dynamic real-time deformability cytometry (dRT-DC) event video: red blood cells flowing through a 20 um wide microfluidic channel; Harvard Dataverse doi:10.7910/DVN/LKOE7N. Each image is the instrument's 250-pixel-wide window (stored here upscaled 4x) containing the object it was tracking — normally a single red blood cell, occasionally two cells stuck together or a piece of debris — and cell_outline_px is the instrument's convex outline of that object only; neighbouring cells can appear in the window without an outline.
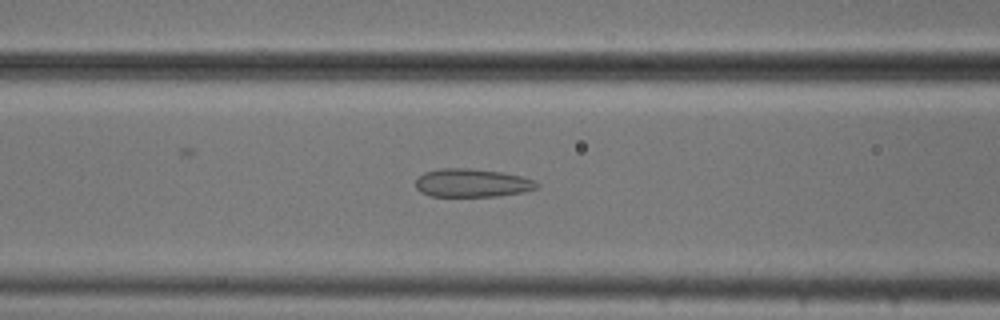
{"species": "common noctule bat (a hibernating species)", "species_latin": "Nyctalus noctula", "temperature_condition": "cold", "stored_images_in_passage": 54, "camera_frame_rate_fps": 3000, "um_per_image_px": 0.085, "animal": {"sex": "male", "body_mass_g": 20.5, "forearm_length_mm": 52.5}, "frame": {"image": 1, "passage_image": 21, "time_ms": 6.667, "image_size_px": [1000, 320], "cell_outline_px": [[540, 188], [524, 192], [496, 196], [432, 196], [420, 192], [416, 188], [416, 180], [424, 172], [440, 168], [468, 168], [504, 172], [520, 176], [532, 180], [540, 184]], "centroid_in_image_um": [40.14, 15.55], "position_along_channel_um": 126.5, "area_um2": 20.06}}
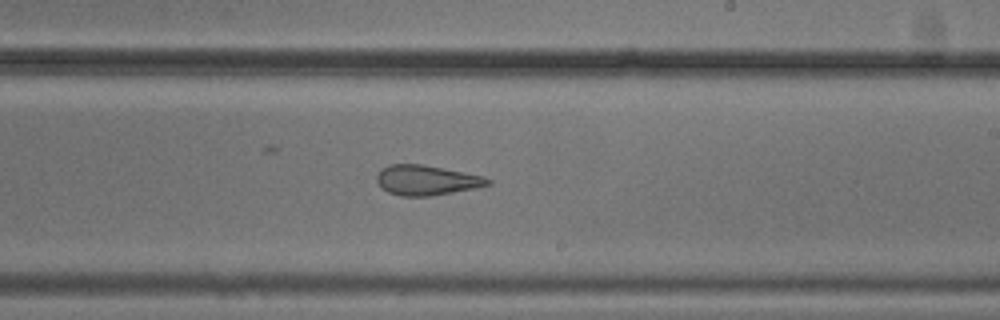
{"frame": {"image": 2, "passage_image": 31, "time_ms": 10.0, "image_size_px": [1000, 320], "cell_outline_px": [[492, 184], [476, 188], [428, 196], [400, 196], [388, 192], [376, 180], [376, 176], [388, 164], [420, 164], [484, 176], [492, 180]], "centroid_in_image_um": [36.28, 15.32], "position_along_channel_um": 252.7, "area_um2": 19.13}}
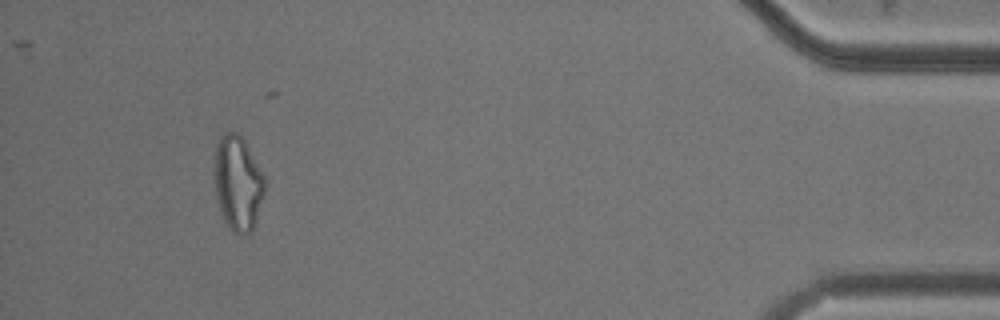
{"frame": {"image": 3, "passage_image": 49, "time_ms": 16.0, "image_size_px": [1000, 320], "cell_outline_px": [[264, 196], [252, 232], [244, 236], [236, 236], [228, 228], [224, 220], [216, 196], [216, 144], [220, 136], [224, 132], [236, 132], [244, 140], [264, 176]], "centroid_in_image_um": [20.24, 15.63], "position_along_channel_um": 415.0, "area_um2": 27.57}, "authors_computed_cell_mechanics": {"area_um2": 24.9696, "velocity_mm_per_s": 3.7815, "shape_relaxation_time_tau1_ms": null, "shape_relaxation_time_tau2_ms": 1.742, "deformation_change_tau1": null, "deformation_change_tau2": 0.1107}}